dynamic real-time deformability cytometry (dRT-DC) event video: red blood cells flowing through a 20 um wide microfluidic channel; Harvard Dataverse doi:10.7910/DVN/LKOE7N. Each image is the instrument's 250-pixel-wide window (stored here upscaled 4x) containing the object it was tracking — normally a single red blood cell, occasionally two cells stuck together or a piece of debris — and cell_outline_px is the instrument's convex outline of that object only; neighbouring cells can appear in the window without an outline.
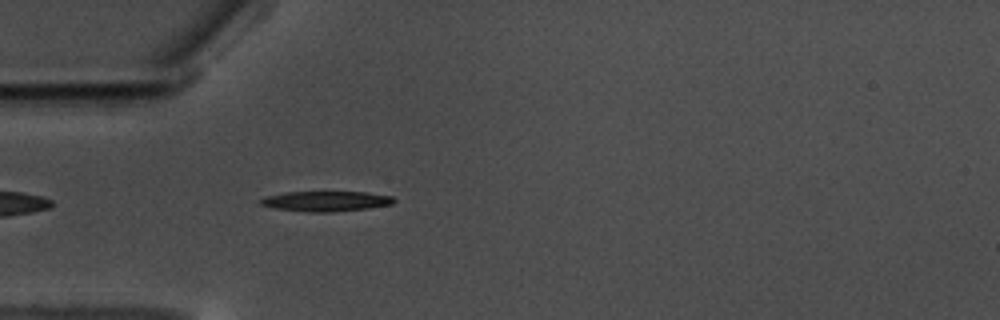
{"species": "common noctule bat (a hibernating species)", "species_latin": "Nyctalus noctula", "temperature_condition": "warm", "stored_images_in_passage": 46, "camera_frame_rate_fps": 3000, "um_per_image_px": 0.085, "animal": {"sex": "male", "body_mass_g": 17.5, "forearm_length_mm": 52.3}, "frame": {"image": 1, "passage_image": 5, "time_ms": 1.333, "image_size_px": [1000, 320], "cell_outline_px": [[396, 200], [392, 204], [368, 208], [328, 212], [308, 212], [276, 208], [260, 204], [260, 200], [264, 196], [284, 192], [368, 192], [392, 196]], "centroid_in_image_um": [27.71, 17.09], "position_along_channel_um": 57.3, "area_um2": 15.61}}
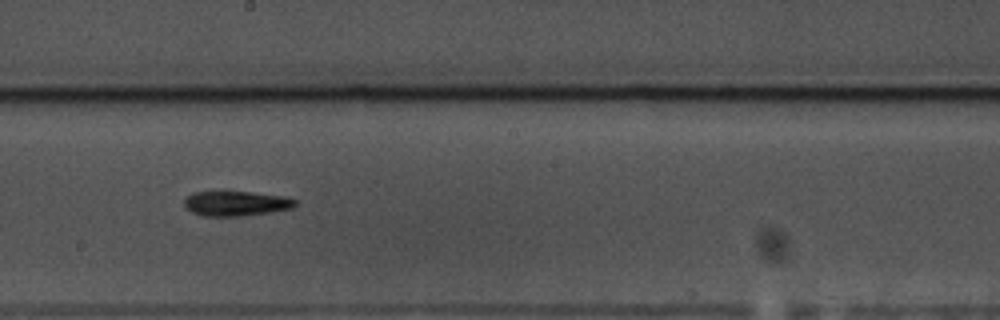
{"frame": {"image": 2, "passage_image": 20, "time_ms": 6.333, "image_size_px": [1000, 320], "cell_outline_px": [[296, 204], [292, 208], [272, 212], [240, 216], [204, 216], [192, 212], [184, 208], [184, 200], [192, 192], [252, 192], [284, 196], [296, 200]], "centroid_in_image_um": [20.05, 17.3], "position_along_channel_um": 228.2, "area_um2": 16.07}}
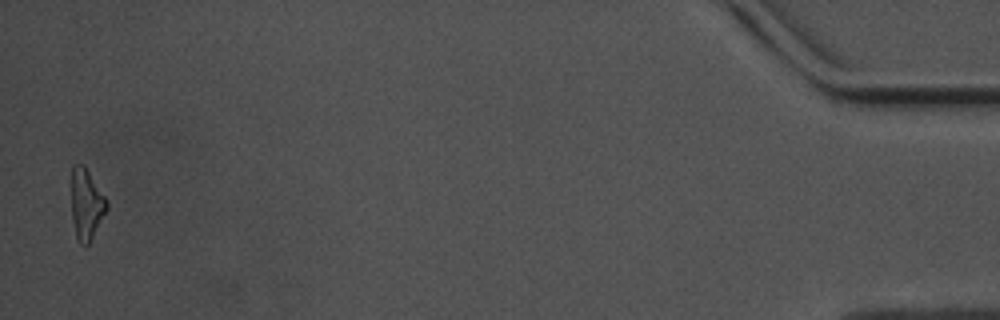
{"frame": {"image": 3, "passage_image": 45, "time_ms": 14.667, "image_size_px": [1000, 320], "cell_outline_px": [[108, 208], [88, 244], [84, 248], [80, 244], [76, 236], [72, 216], [68, 184], [68, 180], [72, 164], [84, 164], [104, 196], [108, 204]], "centroid_in_image_um": [7.26, 17.28], "position_along_channel_um": 427.9, "area_um2": 15.14}, "authors_computed_cell_mechanics": {"area_um2": 15.606, "velocity_mm_per_s": 3.5179, "shape_relaxation_time_tau1_ms": 6.7431, "shape_relaxation_time_tau2_ms": null, "deformation_change_tau1": 0.1932, "deformation_change_tau2": null}}